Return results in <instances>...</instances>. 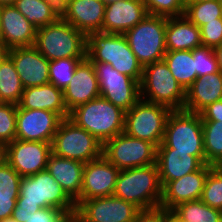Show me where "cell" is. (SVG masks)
<instances>
[{"label":"cell","mask_w":222,"mask_h":222,"mask_svg":"<svg viewBox=\"0 0 222 222\" xmlns=\"http://www.w3.org/2000/svg\"><path fill=\"white\" fill-rule=\"evenodd\" d=\"M157 148H174V152H191L204 164L202 119L200 114L184 109L172 110L167 118L162 143Z\"/></svg>","instance_id":"obj_6"},{"label":"cell","mask_w":222,"mask_h":222,"mask_svg":"<svg viewBox=\"0 0 222 222\" xmlns=\"http://www.w3.org/2000/svg\"><path fill=\"white\" fill-rule=\"evenodd\" d=\"M16 0H0V6L14 5Z\"/></svg>","instance_id":"obj_50"},{"label":"cell","mask_w":222,"mask_h":222,"mask_svg":"<svg viewBox=\"0 0 222 222\" xmlns=\"http://www.w3.org/2000/svg\"><path fill=\"white\" fill-rule=\"evenodd\" d=\"M85 58H61L49 61V83L64 90L70 83L77 65Z\"/></svg>","instance_id":"obj_35"},{"label":"cell","mask_w":222,"mask_h":222,"mask_svg":"<svg viewBox=\"0 0 222 222\" xmlns=\"http://www.w3.org/2000/svg\"><path fill=\"white\" fill-rule=\"evenodd\" d=\"M0 222H18L17 220H15L12 216L5 218L3 220H0Z\"/></svg>","instance_id":"obj_51"},{"label":"cell","mask_w":222,"mask_h":222,"mask_svg":"<svg viewBox=\"0 0 222 222\" xmlns=\"http://www.w3.org/2000/svg\"><path fill=\"white\" fill-rule=\"evenodd\" d=\"M22 177L7 162L0 166V193L19 194Z\"/></svg>","instance_id":"obj_39"},{"label":"cell","mask_w":222,"mask_h":222,"mask_svg":"<svg viewBox=\"0 0 222 222\" xmlns=\"http://www.w3.org/2000/svg\"><path fill=\"white\" fill-rule=\"evenodd\" d=\"M36 29L14 5L1 6L0 44L5 48L32 47Z\"/></svg>","instance_id":"obj_20"},{"label":"cell","mask_w":222,"mask_h":222,"mask_svg":"<svg viewBox=\"0 0 222 222\" xmlns=\"http://www.w3.org/2000/svg\"><path fill=\"white\" fill-rule=\"evenodd\" d=\"M19 194L0 193V220L11 217Z\"/></svg>","instance_id":"obj_43"},{"label":"cell","mask_w":222,"mask_h":222,"mask_svg":"<svg viewBox=\"0 0 222 222\" xmlns=\"http://www.w3.org/2000/svg\"><path fill=\"white\" fill-rule=\"evenodd\" d=\"M149 15L175 17L185 12V0H142Z\"/></svg>","instance_id":"obj_37"},{"label":"cell","mask_w":222,"mask_h":222,"mask_svg":"<svg viewBox=\"0 0 222 222\" xmlns=\"http://www.w3.org/2000/svg\"><path fill=\"white\" fill-rule=\"evenodd\" d=\"M14 6L36 28L54 23L61 17V7L55 0H16Z\"/></svg>","instance_id":"obj_28"},{"label":"cell","mask_w":222,"mask_h":222,"mask_svg":"<svg viewBox=\"0 0 222 222\" xmlns=\"http://www.w3.org/2000/svg\"><path fill=\"white\" fill-rule=\"evenodd\" d=\"M46 169L74 201L80 196L84 163L58 157L52 153Z\"/></svg>","instance_id":"obj_26"},{"label":"cell","mask_w":222,"mask_h":222,"mask_svg":"<svg viewBox=\"0 0 222 222\" xmlns=\"http://www.w3.org/2000/svg\"><path fill=\"white\" fill-rule=\"evenodd\" d=\"M202 46L215 48L222 44V18L208 22L200 28Z\"/></svg>","instance_id":"obj_40"},{"label":"cell","mask_w":222,"mask_h":222,"mask_svg":"<svg viewBox=\"0 0 222 222\" xmlns=\"http://www.w3.org/2000/svg\"><path fill=\"white\" fill-rule=\"evenodd\" d=\"M86 57L91 62L109 63L119 73L141 83L143 66L129 47L124 34L98 32L87 36Z\"/></svg>","instance_id":"obj_3"},{"label":"cell","mask_w":222,"mask_h":222,"mask_svg":"<svg viewBox=\"0 0 222 222\" xmlns=\"http://www.w3.org/2000/svg\"><path fill=\"white\" fill-rule=\"evenodd\" d=\"M17 105L23 109L52 111L62 119L69 118L70 115L64 103L63 90L51 83L24 88Z\"/></svg>","instance_id":"obj_24"},{"label":"cell","mask_w":222,"mask_h":222,"mask_svg":"<svg viewBox=\"0 0 222 222\" xmlns=\"http://www.w3.org/2000/svg\"><path fill=\"white\" fill-rule=\"evenodd\" d=\"M206 164L222 166V120H202Z\"/></svg>","instance_id":"obj_31"},{"label":"cell","mask_w":222,"mask_h":222,"mask_svg":"<svg viewBox=\"0 0 222 222\" xmlns=\"http://www.w3.org/2000/svg\"><path fill=\"white\" fill-rule=\"evenodd\" d=\"M6 162V145L0 143V166Z\"/></svg>","instance_id":"obj_48"},{"label":"cell","mask_w":222,"mask_h":222,"mask_svg":"<svg viewBox=\"0 0 222 222\" xmlns=\"http://www.w3.org/2000/svg\"><path fill=\"white\" fill-rule=\"evenodd\" d=\"M57 2V4L61 7L62 5H64L66 2H68L69 0H55Z\"/></svg>","instance_id":"obj_53"},{"label":"cell","mask_w":222,"mask_h":222,"mask_svg":"<svg viewBox=\"0 0 222 222\" xmlns=\"http://www.w3.org/2000/svg\"><path fill=\"white\" fill-rule=\"evenodd\" d=\"M156 165L162 188L169 182L200 170L205 164L191 152H174V148H157Z\"/></svg>","instance_id":"obj_23"},{"label":"cell","mask_w":222,"mask_h":222,"mask_svg":"<svg viewBox=\"0 0 222 222\" xmlns=\"http://www.w3.org/2000/svg\"><path fill=\"white\" fill-rule=\"evenodd\" d=\"M203 1H209V0H185V2H203Z\"/></svg>","instance_id":"obj_54"},{"label":"cell","mask_w":222,"mask_h":222,"mask_svg":"<svg viewBox=\"0 0 222 222\" xmlns=\"http://www.w3.org/2000/svg\"><path fill=\"white\" fill-rule=\"evenodd\" d=\"M51 143L15 139L6 145V162L21 177L30 176L46 170Z\"/></svg>","instance_id":"obj_13"},{"label":"cell","mask_w":222,"mask_h":222,"mask_svg":"<svg viewBox=\"0 0 222 222\" xmlns=\"http://www.w3.org/2000/svg\"><path fill=\"white\" fill-rule=\"evenodd\" d=\"M105 5L112 4L114 2L123 1V0H101Z\"/></svg>","instance_id":"obj_52"},{"label":"cell","mask_w":222,"mask_h":222,"mask_svg":"<svg viewBox=\"0 0 222 222\" xmlns=\"http://www.w3.org/2000/svg\"><path fill=\"white\" fill-rule=\"evenodd\" d=\"M139 210L131 202L107 196L84 200L76 213L86 222H135Z\"/></svg>","instance_id":"obj_16"},{"label":"cell","mask_w":222,"mask_h":222,"mask_svg":"<svg viewBox=\"0 0 222 222\" xmlns=\"http://www.w3.org/2000/svg\"><path fill=\"white\" fill-rule=\"evenodd\" d=\"M105 6L101 0H69L61 6V18L87 37L102 32Z\"/></svg>","instance_id":"obj_19"},{"label":"cell","mask_w":222,"mask_h":222,"mask_svg":"<svg viewBox=\"0 0 222 222\" xmlns=\"http://www.w3.org/2000/svg\"><path fill=\"white\" fill-rule=\"evenodd\" d=\"M140 99L161 104L171 110H182L186 91L172 75L164 60L143 67Z\"/></svg>","instance_id":"obj_7"},{"label":"cell","mask_w":222,"mask_h":222,"mask_svg":"<svg viewBox=\"0 0 222 222\" xmlns=\"http://www.w3.org/2000/svg\"><path fill=\"white\" fill-rule=\"evenodd\" d=\"M49 61L61 58H86L87 37L61 17L36 29L33 45Z\"/></svg>","instance_id":"obj_5"},{"label":"cell","mask_w":222,"mask_h":222,"mask_svg":"<svg viewBox=\"0 0 222 222\" xmlns=\"http://www.w3.org/2000/svg\"><path fill=\"white\" fill-rule=\"evenodd\" d=\"M209 171L210 165L205 164L200 170L186 174L180 179L169 181L162 188L160 206L172 210L180 203L200 199Z\"/></svg>","instance_id":"obj_21"},{"label":"cell","mask_w":222,"mask_h":222,"mask_svg":"<svg viewBox=\"0 0 222 222\" xmlns=\"http://www.w3.org/2000/svg\"><path fill=\"white\" fill-rule=\"evenodd\" d=\"M24 86L12 60L7 56L0 65V103L17 105Z\"/></svg>","instance_id":"obj_30"},{"label":"cell","mask_w":222,"mask_h":222,"mask_svg":"<svg viewBox=\"0 0 222 222\" xmlns=\"http://www.w3.org/2000/svg\"><path fill=\"white\" fill-rule=\"evenodd\" d=\"M125 112L99 96L73 109L69 119L104 143L124 132Z\"/></svg>","instance_id":"obj_4"},{"label":"cell","mask_w":222,"mask_h":222,"mask_svg":"<svg viewBox=\"0 0 222 222\" xmlns=\"http://www.w3.org/2000/svg\"><path fill=\"white\" fill-rule=\"evenodd\" d=\"M214 51H215V54H216V57H217L219 69L222 72V44L215 47Z\"/></svg>","instance_id":"obj_47"},{"label":"cell","mask_w":222,"mask_h":222,"mask_svg":"<svg viewBox=\"0 0 222 222\" xmlns=\"http://www.w3.org/2000/svg\"><path fill=\"white\" fill-rule=\"evenodd\" d=\"M166 17L147 15L124 33L138 62L145 65L163 60L166 54Z\"/></svg>","instance_id":"obj_8"},{"label":"cell","mask_w":222,"mask_h":222,"mask_svg":"<svg viewBox=\"0 0 222 222\" xmlns=\"http://www.w3.org/2000/svg\"><path fill=\"white\" fill-rule=\"evenodd\" d=\"M200 200L222 211V166L210 165Z\"/></svg>","instance_id":"obj_34"},{"label":"cell","mask_w":222,"mask_h":222,"mask_svg":"<svg viewBox=\"0 0 222 222\" xmlns=\"http://www.w3.org/2000/svg\"><path fill=\"white\" fill-rule=\"evenodd\" d=\"M197 77L219 72V65L214 48L200 46L192 50Z\"/></svg>","instance_id":"obj_38"},{"label":"cell","mask_w":222,"mask_h":222,"mask_svg":"<svg viewBox=\"0 0 222 222\" xmlns=\"http://www.w3.org/2000/svg\"><path fill=\"white\" fill-rule=\"evenodd\" d=\"M58 157L88 163L102 156L103 143L69 118L63 119L51 143Z\"/></svg>","instance_id":"obj_9"},{"label":"cell","mask_w":222,"mask_h":222,"mask_svg":"<svg viewBox=\"0 0 222 222\" xmlns=\"http://www.w3.org/2000/svg\"><path fill=\"white\" fill-rule=\"evenodd\" d=\"M8 48H5L0 44V65L4 61V59L8 56Z\"/></svg>","instance_id":"obj_49"},{"label":"cell","mask_w":222,"mask_h":222,"mask_svg":"<svg viewBox=\"0 0 222 222\" xmlns=\"http://www.w3.org/2000/svg\"><path fill=\"white\" fill-rule=\"evenodd\" d=\"M222 100V72L197 77L186 90L183 109L199 114L205 107Z\"/></svg>","instance_id":"obj_25"},{"label":"cell","mask_w":222,"mask_h":222,"mask_svg":"<svg viewBox=\"0 0 222 222\" xmlns=\"http://www.w3.org/2000/svg\"><path fill=\"white\" fill-rule=\"evenodd\" d=\"M8 57L12 60L24 88L49 83V60L34 46L11 48Z\"/></svg>","instance_id":"obj_17"},{"label":"cell","mask_w":222,"mask_h":222,"mask_svg":"<svg viewBox=\"0 0 222 222\" xmlns=\"http://www.w3.org/2000/svg\"><path fill=\"white\" fill-rule=\"evenodd\" d=\"M62 120L52 111L23 109L17 105L16 139L52 143Z\"/></svg>","instance_id":"obj_15"},{"label":"cell","mask_w":222,"mask_h":222,"mask_svg":"<svg viewBox=\"0 0 222 222\" xmlns=\"http://www.w3.org/2000/svg\"><path fill=\"white\" fill-rule=\"evenodd\" d=\"M65 222H86V221L75 212L72 214H68Z\"/></svg>","instance_id":"obj_46"},{"label":"cell","mask_w":222,"mask_h":222,"mask_svg":"<svg viewBox=\"0 0 222 222\" xmlns=\"http://www.w3.org/2000/svg\"><path fill=\"white\" fill-rule=\"evenodd\" d=\"M166 50H193L202 46L200 28L185 15L166 17Z\"/></svg>","instance_id":"obj_27"},{"label":"cell","mask_w":222,"mask_h":222,"mask_svg":"<svg viewBox=\"0 0 222 222\" xmlns=\"http://www.w3.org/2000/svg\"><path fill=\"white\" fill-rule=\"evenodd\" d=\"M172 110L140 99L125 112L124 132L158 147L163 140L167 118Z\"/></svg>","instance_id":"obj_10"},{"label":"cell","mask_w":222,"mask_h":222,"mask_svg":"<svg viewBox=\"0 0 222 222\" xmlns=\"http://www.w3.org/2000/svg\"><path fill=\"white\" fill-rule=\"evenodd\" d=\"M199 114L202 120H222V100L208 105Z\"/></svg>","instance_id":"obj_44"},{"label":"cell","mask_w":222,"mask_h":222,"mask_svg":"<svg viewBox=\"0 0 222 222\" xmlns=\"http://www.w3.org/2000/svg\"><path fill=\"white\" fill-rule=\"evenodd\" d=\"M184 15L196 26L201 28L204 24L222 18L221 0L203 2H185Z\"/></svg>","instance_id":"obj_33"},{"label":"cell","mask_w":222,"mask_h":222,"mask_svg":"<svg viewBox=\"0 0 222 222\" xmlns=\"http://www.w3.org/2000/svg\"><path fill=\"white\" fill-rule=\"evenodd\" d=\"M119 171L103 155L85 163L83 184L80 196L75 200L76 206L84 200L113 196Z\"/></svg>","instance_id":"obj_14"},{"label":"cell","mask_w":222,"mask_h":222,"mask_svg":"<svg viewBox=\"0 0 222 222\" xmlns=\"http://www.w3.org/2000/svg\"><path fill=\"white\" fill-rule=\"evenodd\" d=\"M63 96L69 113L100 96L95 67L87 57L77 65L70 83L63 90Z\"/></svg>","instance_id":"obj_18"},{"label":"cell","mask_w":222,"mask_h":222,"mask_svg":"<svg viewBox=\"0 0 222 222\" xmlns=\"http://www.w3.org/2000/svg\"><path fill=\"white\" fill-rule=\"evenodd\" d=\"M113 196L133 203L140 210L160 206L162 186L156 163L120 170Z\"/></svg>","instance_id":"obj_2"},{"label":"cell","mask_w":222,"mask_h":222,"mask_svg":"<svg viewBox=\"0 0 222 222\" xmlns=\"http://www.w3.org/2000/svg\"><path fill=\"white\" fill-rule=\"evenodd\" d=\"M163 60L185 91L197 79L192 50L167 51Z\"/></svg>","instance_id":"obj_29"},{"label":"cell","mask_w":222,"mask_h":222,"mask_svg":"<svg viewBox=\"0 0 222 222\" xmlns=\"http://www.w3.org/2000/svg\"><path fill=\"white\" fill-rule=\"evenodd\" d=\"M135 222H168V210L161 206L139 210Z\"/></svg>","instance_id":"obj_42"},{"label":"cell","mask_w":222,"mask_h":222,"mask_svg":"<svg viewBox=\"0 0 222 222\" xmlns=\"http://www.w3.org/2000/svg\"><path fill=\"white\" fill-rule=\"evenodd\" d=\"M54 207L67 214L76 212L75 201L65 192L58 182L46 170L22 177L19 196L12 217L25 222L29 213L41 208Z\"/></svg>","instance_id":"obj_1"},{"label":"cell","mask_w":222,"mask_h":222,"mask_svg":"<svg viewBox=\"0 0 222 222\" xmlns=\"http://www.w3.org/2000/svg\"><path fill=\"white\" fill-rule=\"evenodd\" d=\"M99 82L100 96L128 111L140 100V83L119 73L109 63L92 62Z\"/></svg>","instance_id":"obj_12"},{"label":"cell","mask_w":222,"mask_h":222,"mask_svg":"<svg viewBox=\"0 0 222 222\" xmlns=\"http://www.w3.org/2000/svg\"><path fill=\"white\" fill-rule=\"evenodd\" d=\"M67 213L54 207L41 208L35 213H29L25 222H65Z\"/></svg>","instance_id":"obj_41"},{"label":"cell","mask_w":222,"mask_h":222,"mask_svg":"<svg viewBox=\"0 0 222 222\" xmlns=\"http://www.w3.org/2000/svg\"><path fill=\"white\" fill-rule=\"evenodd\" d=\"M147 15L142 0H123L108 4L105 6L102 33L124 34Z\"/></svg>","instance_id":"obj_22"},{"label":"cell","mask_w":222,"mask_h":222,"mask_svg":"<svg viewBox=\"0 0 222 222\" xmlns=\"http://www.w3.org/2000/svg\"><path fill=\"white\" fill-rule=\"evenodd\" d=\"M157 147L125 132L103 143L102 155L119 170L156 163Z\"/></svg>","instance_id":"obj_11"},{"label":"cell","mask_w":222,"mask_h":222,"mask_svg":"<svg viewBox=\"0 0 222 222\" xmlns=\"http://www.w3.org/2000/svg\"><path fill=\"white\" fill-rule=\"evenodd\" d=\"M172 210L188 222H222V211L206 205L200 199L180 203Z\"/></svg>","instance_id":"obj_32"},{"label":"cell","mask_w":222,"mask_h":222,"mask_svg":"<svg viewBox=\"0 0 222 222\" xmlns=\"http://www.w3.org/2000/svg\"><path fill=\"white\" fill-rule=\"evenodd\" d=\"M168 222H188L181 219L173 210H168Z\"/></svg>","instance_id":"obj_45"},{"label":"cell","mask_w":222,"mask_h":222,"mask_svg":"<svg viewBox=\"0 0 222 222\" xmlns=\"http://www.w3.org/2000/svg\"><path fill=\"white\" fill-rule=\"evenodd\" d=\"M17 105L0 103V143L9 144L16 139Z\"/></svg>","instance_id":"obj_36"}]
</instances>
